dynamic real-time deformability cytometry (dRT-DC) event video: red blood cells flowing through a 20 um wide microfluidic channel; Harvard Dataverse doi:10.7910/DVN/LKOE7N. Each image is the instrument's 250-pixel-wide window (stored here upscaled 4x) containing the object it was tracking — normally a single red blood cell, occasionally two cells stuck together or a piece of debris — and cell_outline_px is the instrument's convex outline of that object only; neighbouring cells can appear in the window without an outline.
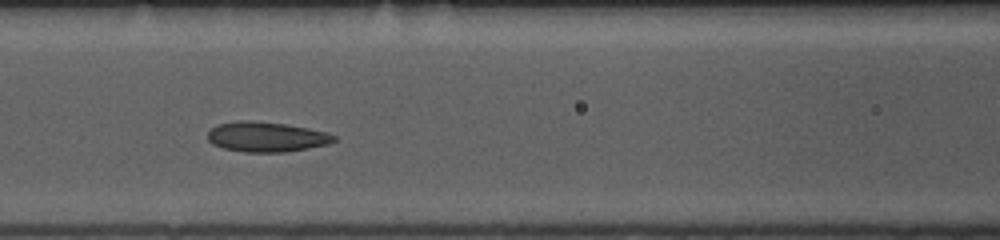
{"species": "common noctule bat (a hibernating species)", "species_latin": "Nyctalus noctula", "temperature_condition": "room temperature", "stored_images_in_passage": 30, "camera_frame_rate_fps": 3000, "um_per_image_px": 0.085, "animal": {"sex": "female", "body_mass_g": 10.0, "forearm_length_mm": 53.1}, "frame": {"image": 1, "passage_image": 10, "time_ms": 3.0, "image_size_px": [1000, 240], "cell_outline_px": [[336, 140], [328, 144], [308, 148], [284, 152], [244, 152], [224, 148], [212, 144], [208, 140], [208, 132], [216, 124], [240, 120], [248, 120], [284, 124], [308, 128], [324, 132], [336, 136]], "centroid_in_image_um": [22.61, 11.63], "position_along_channel_um": 144.0, "area_um2": 21.96}}
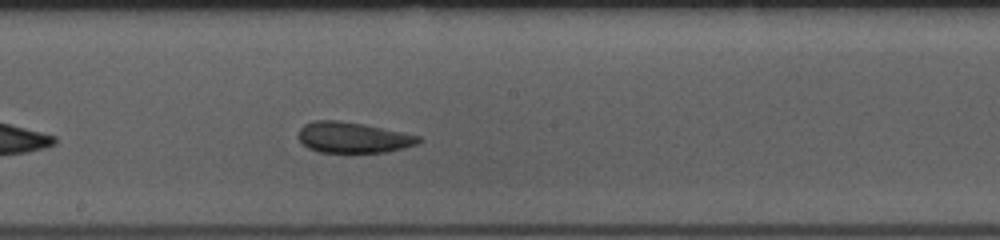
{"frame": {"image": 2, "passage_image": 16, "time_ms": 5.0, "image_size_px": [1000, 240], "cell_outline_px": [[424, 140], [416, 144], [388, 152], [320, 152], [308, 148], [296, 136], [300, 128], [304, 124], [316, 120], [340, 120], [364, 124], [420, 136]], "centroid_in_image_um": [29.99, 11.68], "position_along_channel_um": 218.2, "area_um2": 21.56}}
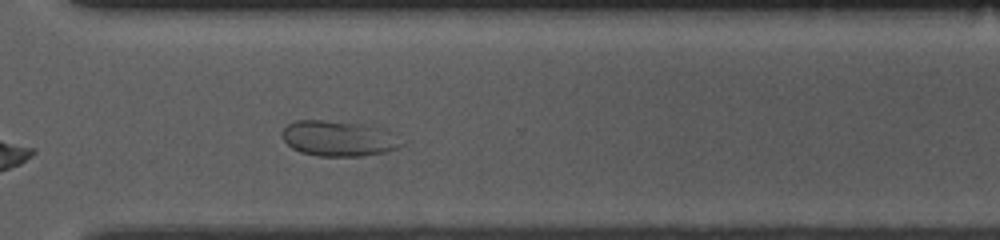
{"frame": {"image": 3, "passage_image": 26, "time_ms": 8.333, "image_size_px": [1000, 240], "cell_outline_px": [[404, 144], [396, 148], [384, 152], [360, 156], [320, 156], [300, 152], [292, 148], [284, 140], [280, 132], [288, 124], [296, 120], [320, 120], [372, 124], [384, 128]], "centroid_in_image_um": [28.76, 11.75], "position_along_channel_um": 341.8, "area_um2": 24.74}, "authors_computed_cell_mechanics": {"area_um2": 22.1952, "velocity_mm_per_s": 3.7173, "shape_relaxation_time_tau1_ms": 9.6638, "shape_relaxation_time_tau2_ms": null, "deformation_change_tau1": 0.1785, "deformation_change_tau2": null}}